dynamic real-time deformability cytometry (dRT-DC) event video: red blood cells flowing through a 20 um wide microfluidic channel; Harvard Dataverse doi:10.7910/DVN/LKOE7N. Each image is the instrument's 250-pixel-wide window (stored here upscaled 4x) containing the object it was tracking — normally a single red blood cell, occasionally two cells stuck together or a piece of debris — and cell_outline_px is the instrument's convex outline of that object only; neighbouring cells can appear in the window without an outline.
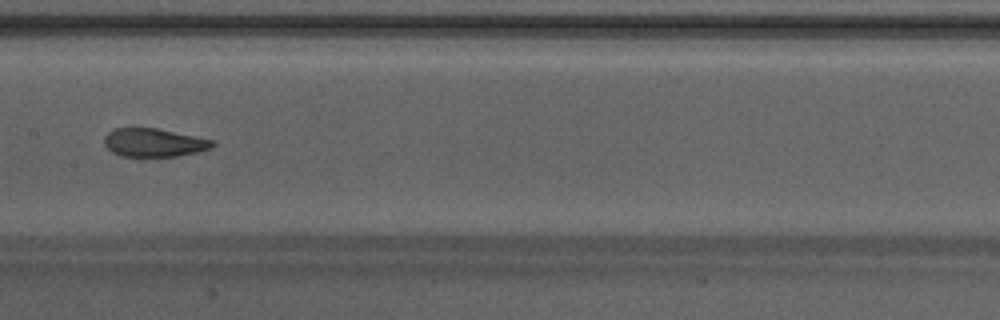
{"species": "Egyptian fruit bat (a non-hibernating species)", "species_latin": "Rousettus aegyptiacus", "temperature_condition": "warm", "stored_images_in_passage": 31, "camera_frame_rate_fps": 3000, "um_per_image_px": 0.085, "animal": {"sex": "male"}, "frame": {"image": 1, "passage_image": 10, "time_ms": 3.0, "image_size_px": [1000, 320], "cell_outline_px": [[216, 144], [212, 148], [196, 152], [176, 156], [120, 156], [112, 152], [104, 144], [104, 136], [108, 132], [116, 128], [156, 128], [216, 140]], "centroid_in_image_um": [13.11, 12.12], "position_along_channel_um": 194.3, "area_um2": 17.92}}
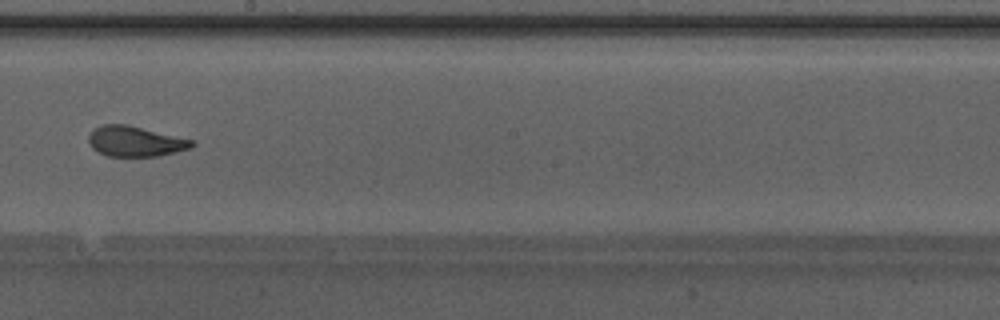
{"frame": {"image": 2, "passage_image": 13, "time_ms": 4.0, "image_size_px": [1000, 320], "cell_outline_px": [[196, 144], [192, 148], [160, 156], [108, 156], [92, 148], [88, 140], [88, 136], [96, 128], [104, 124], [124, 124], [196, 140]], "centroid_in_image_um": [11.56, 12.02], "position_along_channel_um": 236.6, "area_um2": 18.21}, "authors_computed_cell_mechanics": {"area_um2": 17.8602, "velocity_mm_per_s": 4.2495, "shape_relaxation_time_tau1_ms": null, "shape_relaxation_time_tau2_ms": 1.1387, "deformation_change_tau1": null, "deformation_change_tau2": 0.0736}}